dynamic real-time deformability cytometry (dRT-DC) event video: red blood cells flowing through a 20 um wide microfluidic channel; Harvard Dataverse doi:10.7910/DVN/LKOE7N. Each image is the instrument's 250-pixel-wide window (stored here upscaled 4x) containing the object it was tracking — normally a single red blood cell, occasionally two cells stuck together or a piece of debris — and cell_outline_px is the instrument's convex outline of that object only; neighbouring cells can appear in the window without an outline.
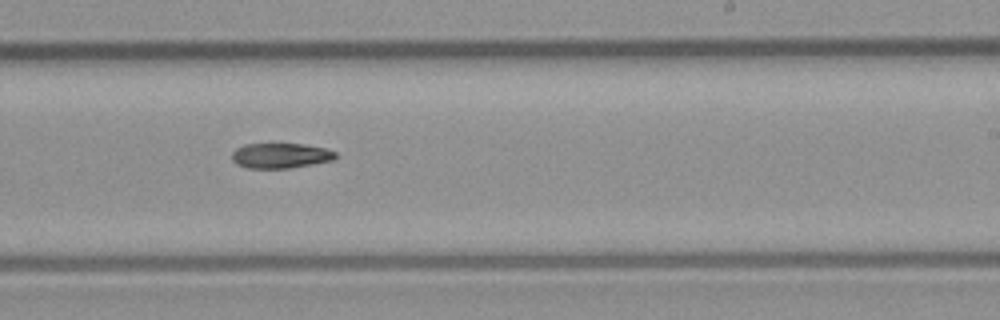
{"species": "common noctule bat (a hibernating species)", "species_latin": "Nyctalus noctula", "temperature_condition": "room temperature", "stored_images_in_passage": 36, "camera_frame_rate_fps": 3000, "um_per_image_px": 0.085, "animal": {"sex": "male", "body_mass_g": 23.1, "forearm_length_mm": 52.7}, "frame": {"image": 1, "passage_image": 31, "time_ms": 10.0, "image_size_px": [1000, 320], "cell_outline_px": [[336, 156], [332, 160], [312, 164], [288, 168], [248, 168], [236, 164], [232, 160], [232, 152], [236, 148], [244, 144], [272, 140], [304, 144], [324, 148], [336, 152]], "centroid_in_image_um": [23.78, 13.16], "position_along_channel_um": 265.2, "area_um2": 15.95}}